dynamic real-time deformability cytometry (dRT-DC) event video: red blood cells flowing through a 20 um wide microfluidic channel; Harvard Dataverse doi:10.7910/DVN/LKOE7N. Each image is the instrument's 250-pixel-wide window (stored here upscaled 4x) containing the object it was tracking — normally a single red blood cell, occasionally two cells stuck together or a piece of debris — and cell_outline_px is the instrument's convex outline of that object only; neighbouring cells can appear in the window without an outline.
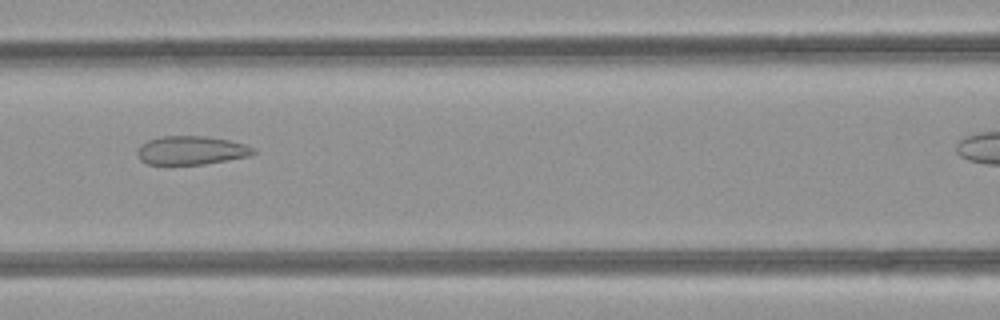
{"species": "common noctule bat (a hibernating species)", "species_latin": "Nyctalus noctula", "temperature_condition": "room temperature", "stored_images_in_passage": 26, "segment_of_instrument_passage": [1, 2], "camera_frame_rate_fps": 3000, "um_per_image_px": 0.085, "animal": {"sex": "female", "body_mass_g": 21.9}, "frame": {"image": 1, "passage_image": 8, "time_ms": 2.333, "image_size_px": [1000, 320], "cell_outline_px": [[256, 152], [248, 156], [204, 164], [148, 164], [140, 160], [136, 152], [140, 144], [148, 140], [160, 136], [204, 136], [228, 140], [244, 144], [256, 148]], "centroid_in_image_um": [16.23, 12.77], "position_along_channel_um": 150.4, "area_um2": 19.31}}
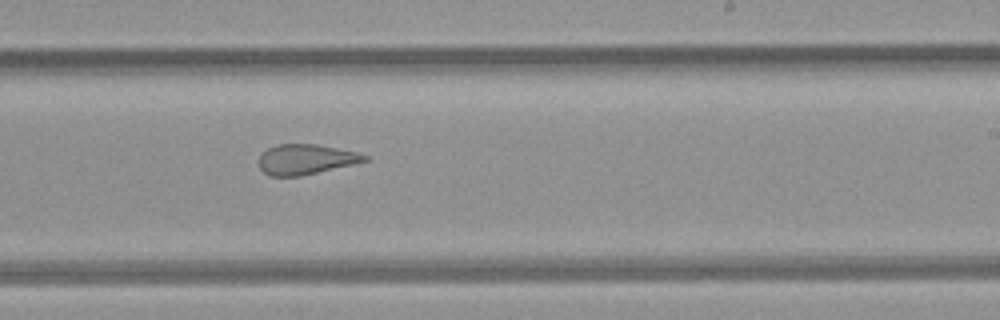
{"frame": {"image": 2, "passage_image": 16, "time_ms": 5.0, "image_size_px": [1000, 320], "cell_outline_px": [[368, 160], [352, 164], [300, 176], [272, 176], [264, 172], [260, 168], [260, 156], [268, 148], [276, 144], [316, 144], [356, 152], [368, 156]], "centroid_in_image_um": [25.97, 13.54], "position_along_channel_um": 263.0, "area_um2": 18.21}}
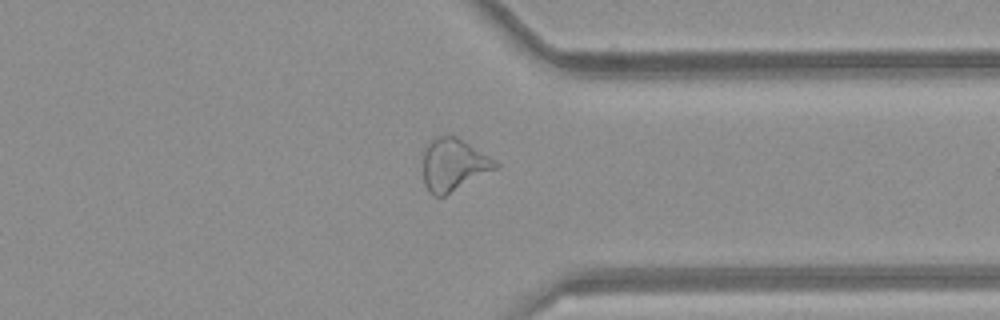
{"frame": {"image": 3, "passage_image": 24, "time_ms": 7.667, "image_size_px": [1000, 320], "cell_outline_px": [[500, 168], [444, 196], [432, 196], [428, 192], [424, 184], [420, 152], [436, 136], [448, 132], [456, 136], [496, 160], [500, 164]], "centroid_in_image_um": [38.51, 13.99], "position_along_channel_um": 372.9, "area_um2": 23.06}}